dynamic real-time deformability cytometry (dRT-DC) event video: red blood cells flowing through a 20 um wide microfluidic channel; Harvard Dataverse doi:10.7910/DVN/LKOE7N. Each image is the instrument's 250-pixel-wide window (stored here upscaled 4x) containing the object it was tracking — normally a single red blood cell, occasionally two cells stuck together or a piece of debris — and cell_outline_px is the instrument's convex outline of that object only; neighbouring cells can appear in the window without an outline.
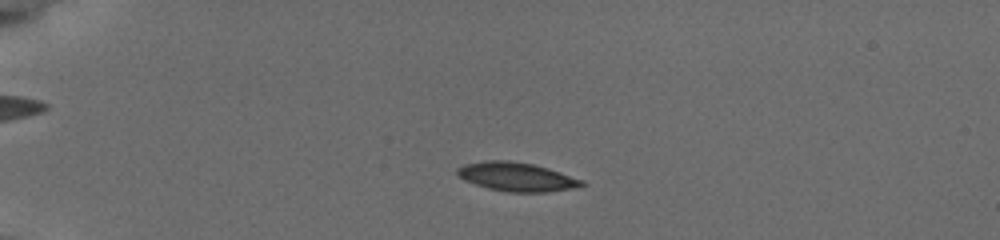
{"species": "common noctule bat (a hibernating species)", "species_latin": "Nyctalus noctula", "temperature_condition": "cold", "stored_images_in_passage": 53, "camera_frame_rate_fps": 3000, "um_per_image_px": 0.085, "animal": {"sex": "female", "body_mass_g": 19.5, "forearm_length_mm": 54.1}, "frame": {"image": 1, "passage_image": 12, "time_ms": 3.667, "image_size_px": [1000, 240], "cell_outline_px": [[584, 184], [572, 188], [548, 192], [508, 192], [488, 188], [464, 180], [456, 176], [456, 168], [464, 164], [488, 160], [508, 160], [532, 164], [548, 168], [584, 180]], "centroid_in_image_um": [43.87, 15.02], "position_along_channel_um": 41.1, "area_um2": 20.87}}
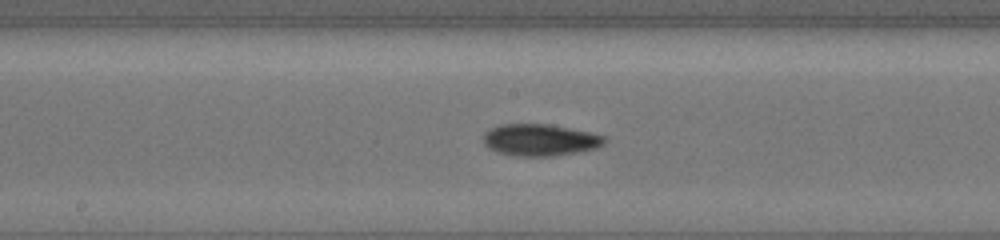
{"frame": {"image": 2, "passage_image": 29, "time_ms": 9.333, "image_size_px": [1000, 240], "cell_outline_px": [[608, 140], [604, 144], [596, 148], [556, 156], [512, 156], [496, 152], [488, 148], [484, 144], [484, 132], [492, 128], [504, 124], [548, 124], [588, 132], [604, 136]], "centroid_in_image_um": [45.89, 11.91], "position_along_channel_um": 202.3, "area_um2": 22.43}}
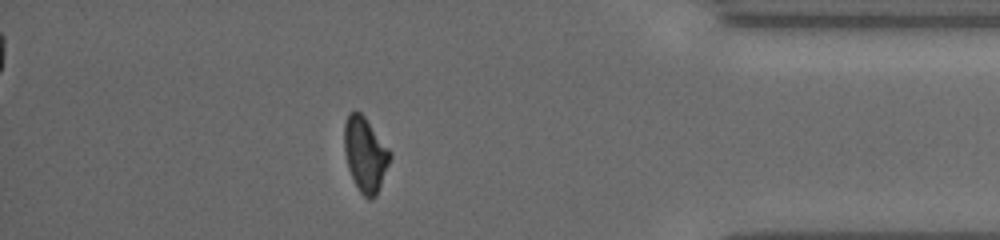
{"frame": {"image": 3, "passage_image": 47, "time_ms": 15.333, "image_size_px": [1000, 240], "cell_outline_px": [[392, 156], [376, 196], [372, 200], [368, 200], [360, 192], [348, 168], [344, 152], [344, 124], [348, 112], [360, 112], [364, 116], [392, 152]], "centroid_in_image_um": [31.04, 13.12], "position_along_channel_um": 404.2, "area_um2": 19.88}, "authors_computed_cell_mechanics": {"area_um2": 20.5768, "velocity_mm_per_s": 3.8067, "shape_relaxation_time_tau1_ms": 5.0053, "shape_relaxation_time_tau2_ms": 5.535, "deformation_change_tau1": 0.1391, "deformation_change_tau2": 0.1037}}